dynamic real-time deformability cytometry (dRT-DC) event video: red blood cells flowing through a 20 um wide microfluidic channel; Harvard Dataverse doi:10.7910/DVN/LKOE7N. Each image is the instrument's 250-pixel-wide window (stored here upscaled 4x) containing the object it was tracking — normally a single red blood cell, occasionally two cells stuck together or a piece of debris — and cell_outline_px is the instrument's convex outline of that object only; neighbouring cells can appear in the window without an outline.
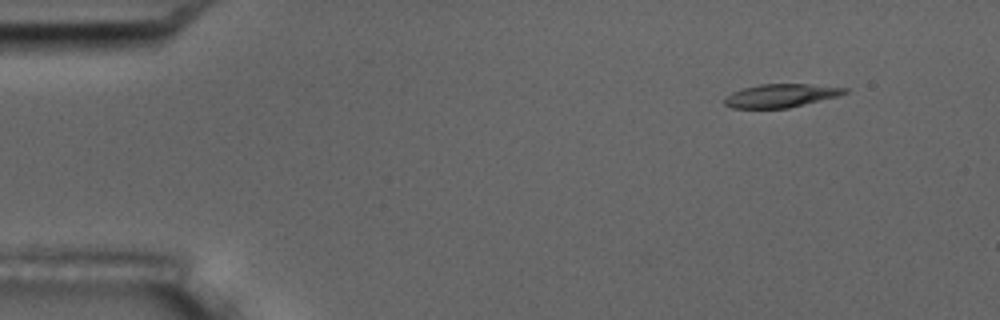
{"species": "common noctule bat (a hibernating species)", "species_latin": "Nyctalus noctula", "temperature_condition": "room temperature", "stored_images_in_passage": 5, "camera_frame_rate_fps": 3000, "um_per_image_px": 0.085, "animal": {"sex": "male", "body_mass_g": 17.5, "forearm_length_mm": 52.3}, "frame": {"image": 1, "passage_image": 1, "time_ms": 0.0, "image_size_px": [1000, 320], "cell_outline_px": [[848, 92], [836, 96], [788, 108], [732, 108], [724, 104], [724, 96], [732, 92], [744, 88], [760, 84], [808, 84], [848, 88]], "centroid_in_image_um": [66.32, 8.13], "position_along_channel_um": 18.7, "area_um2": 16.18}}
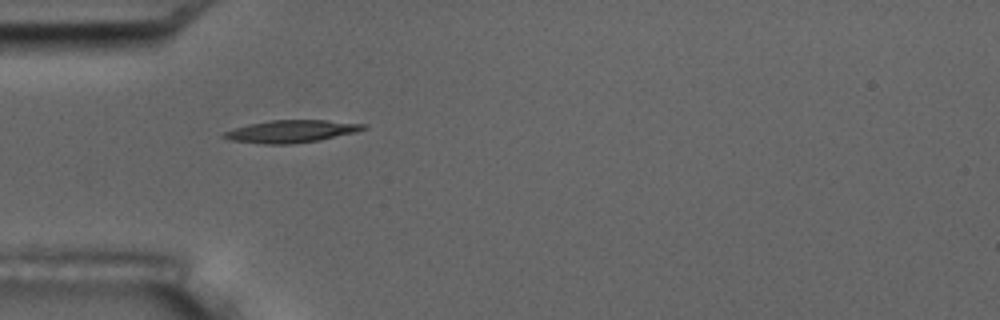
{"frame": {"image": 2, "passage_image": 4, "time_ms": 3.667, "image_size_px": [1000, 320], "cell_outline_px": [[368, 128], [356, 132], [320, 140], [292, 144], [264, 144], [232, 140], [220, 136], [224, 132], [248, 124], [272, 120], [328, 120], [368, 124]], "centroid_in_image_um": [24.82, 11.16], "position_along_channel_um": 60.2, "area_um2": 18.26}}